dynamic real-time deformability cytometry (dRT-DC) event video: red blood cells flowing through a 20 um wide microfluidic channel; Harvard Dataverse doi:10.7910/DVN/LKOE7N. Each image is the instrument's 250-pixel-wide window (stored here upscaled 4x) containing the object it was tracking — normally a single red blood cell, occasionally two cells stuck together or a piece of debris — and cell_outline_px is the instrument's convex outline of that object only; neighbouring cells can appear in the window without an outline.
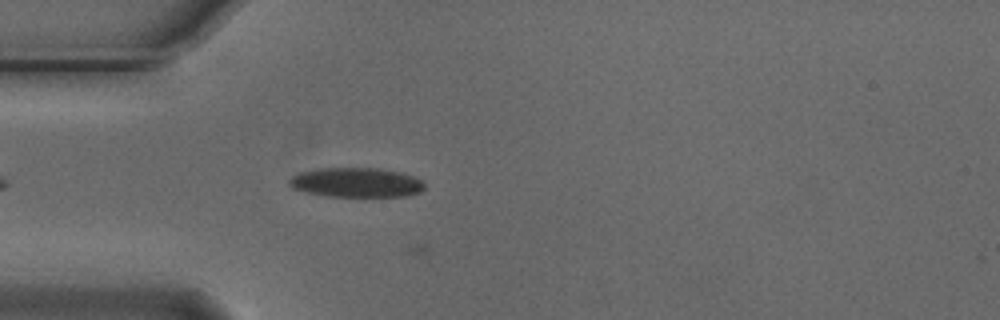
{"species": "Egyptian fruit bat (a non-hibernating species)", "species_latin": "Rousettus aegyptiacus", "temperature_condition": "cold", "stored_images_in_passage": 7, "camera_frame_rate_fps": 3000, "um_per_image_px": 0.085, "animal": {"sex": "male"}, "frame": {"image": 1, "passage_image": 5, "time_ms": 1.333, "image_size_px": [1000, 320], "cell_outline_px": [[424, 188], [420, 192], [408, 196], [328, 196], [308, 192], [292, 188], [288, 184], [288, 180], [292, 176], [300, 172], [320, 168], [380, 168], [404, 172], [420, 180], [424, 184]], "centroid_in_image_um": [30.29, 15.5], "position_along_channel_um": 54.7, "area_um2": 23.29}}